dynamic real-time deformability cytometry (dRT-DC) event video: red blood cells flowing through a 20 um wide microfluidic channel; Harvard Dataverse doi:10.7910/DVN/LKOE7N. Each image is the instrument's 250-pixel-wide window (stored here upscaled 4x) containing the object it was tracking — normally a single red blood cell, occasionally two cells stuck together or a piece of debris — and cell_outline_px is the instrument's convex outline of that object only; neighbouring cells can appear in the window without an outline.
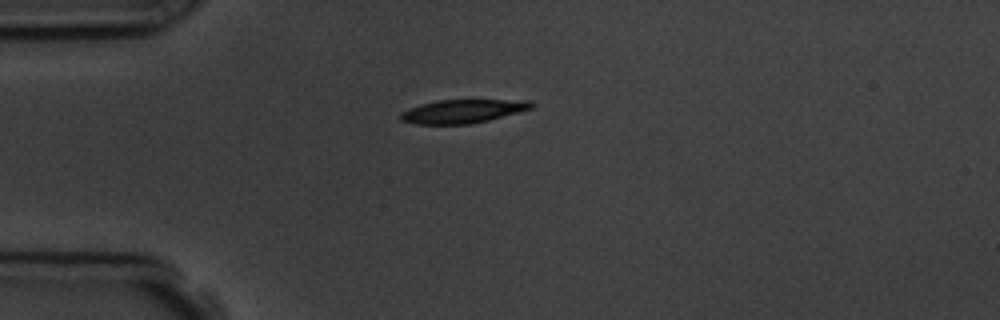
{"species": "common noctule bat (a hibernating species)", "species_latin": "Nyctalus noctula", "temperature_condition": "room temperature", "stored_images_in_passage": 1, "camera_frame_rate_fps": 3000, "um_per_image_px": 0.085, "animal": {"sex": "male", "body_mass_g": 19.5, "forearm_length_mm": 54.6}, "frame": {"image": 1, "passage_image": 1, "time_ms": 0.0, "image_size_px": [1000, 320], "cell_outline_px": [[536, 104], [532, 108], [488, 120], [472, 124], [416, 124], [400, 120], [400, 112], [408, 108], [420, 104], [436, 100], [528, 100]], "centroid_in_image_um": [39.29, 9.45], "position_along_channel_um": 45.7, "area_um2": 17.98}}